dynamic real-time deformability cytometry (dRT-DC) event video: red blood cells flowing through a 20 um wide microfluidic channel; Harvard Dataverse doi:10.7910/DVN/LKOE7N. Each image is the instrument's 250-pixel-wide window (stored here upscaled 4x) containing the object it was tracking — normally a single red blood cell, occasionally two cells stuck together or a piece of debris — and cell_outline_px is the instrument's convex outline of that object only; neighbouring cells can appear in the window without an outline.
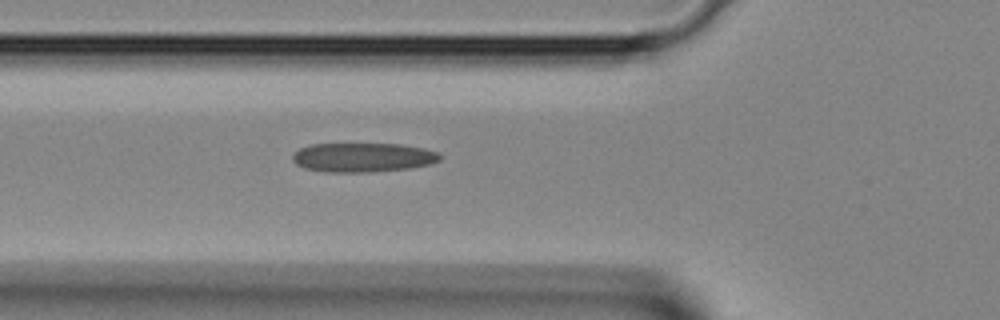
{"species": "Egyptian fruit bat (a non-hibernating species)", "species_latin": "Rousettus aegyptiacus", "temperature_condition": "room temperature", "stored_images_in_passage": 4, "camera_frame_rate_fps": 3000, "um_per_image_px": 0.085, "animal": {"sex": "female"}, "frame": {"image": 1, "passage_image": 4, "time_ms": 1.0, "image_size_px": [1000, 320], "cell_outline_px": [[444, 156], [440, 160], [428, 164], [412, 168], [372, 172], [324, 172], [304, 168], [296, 164], [292, 160], [292, 156], [300, 148], [312, 144], [400, 144], [424, 148], [440, 152]], "centroid_in_image_um": [30.88, 13.38], "position_along_channel_um": 94.9, "area_um2": 25.32}}